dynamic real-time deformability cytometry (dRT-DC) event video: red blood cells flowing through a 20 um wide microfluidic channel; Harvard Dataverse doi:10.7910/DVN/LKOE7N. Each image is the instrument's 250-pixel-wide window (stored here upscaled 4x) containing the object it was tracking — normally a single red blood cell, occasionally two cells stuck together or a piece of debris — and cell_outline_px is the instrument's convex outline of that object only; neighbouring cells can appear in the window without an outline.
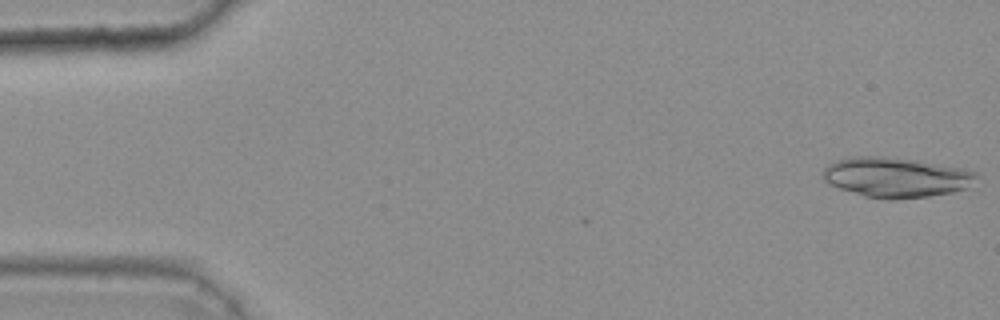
{"species": "common noctule bat (a hibernating species)", "species_latin": "Nyctalus noctula", "temperature_condition": "warm", "stored_images_in_passage": 16, "camera_frame_rate_fps": 3000, "um_per_image_px": 0.085, "animal": {"sex": "female", "body_mass_g": 25.1}, "frame": {"image": 1, "passage_image": 1, "time_ms": 0.0, "image_size_px": [1000, 320], "cell_outline_px": [[980, 176], [968, 188], [952, 192], [928, 196], [896, 200], [888, 200], [864, 196], [828, 184], [824, 180], [824, 168], [828, 164], [836, 160], [852, 156], [876, 156], [916, 160], [964, 168], [976, 172]], "centroid_in_image_um": [76.19, 15.08], "position_along_channel_um": 8.8, "area_um2": 35.95}}
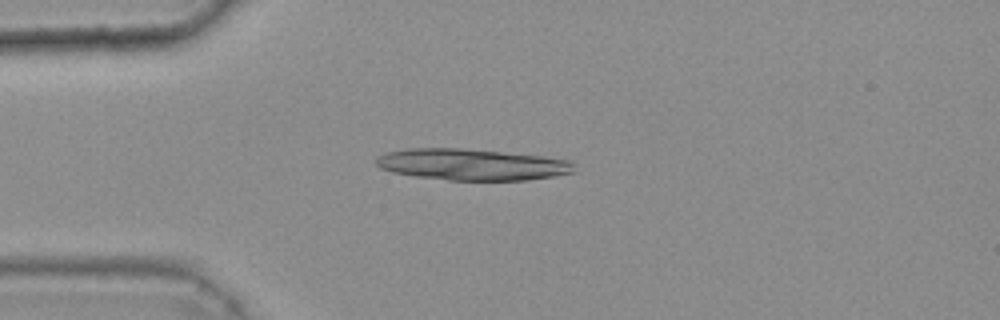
{"frame": {"image": 2, "passage_image": 13, "time_ms": 4.0, "image_size_px": [1000, 320], "cell_outline_px": [[572, 172], [552, 176], [528, 180], [448, 180], [416, 176], [392, 172], [380, 168], [376, 164], [376, 156], [384, 152], [408, 148], [460, 148], [544, 156], [572, 160]], "centroid_in_image_um": [40.05, 13.97], "position_along_channel_um": 45.0, "area_um2": 36.18}}